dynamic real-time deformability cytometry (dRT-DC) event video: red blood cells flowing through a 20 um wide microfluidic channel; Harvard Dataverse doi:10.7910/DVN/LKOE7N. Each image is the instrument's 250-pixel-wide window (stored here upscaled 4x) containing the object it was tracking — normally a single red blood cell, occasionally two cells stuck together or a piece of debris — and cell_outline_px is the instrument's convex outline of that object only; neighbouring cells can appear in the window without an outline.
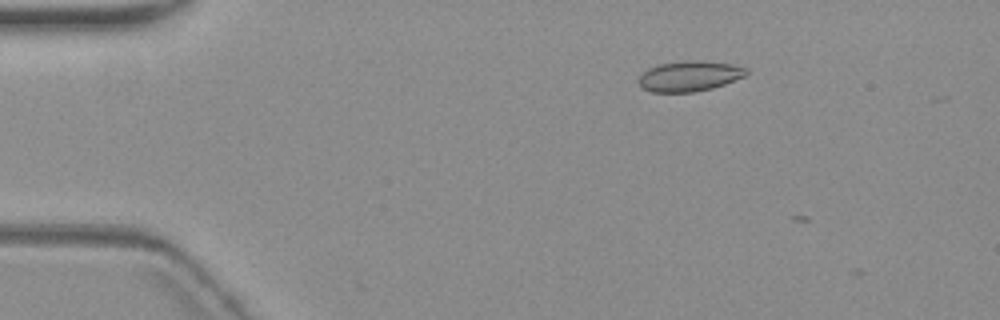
{"species": "common noctule bat (a hibernating species)", "species_latin": "Nyctalus noctula", "temperature_condition": "warm", "stored_images_in_passage": 4, "camera_frame_rate_fps": 3000, "um_per_image_px": 0.085, "animal": {"sex": "female", "body_mass_g": 19.3, "forearm_length_mm": 54.1}, "frame": {"image": 1, "passage_image": 3, "time_ms": 2.333, "image_size_px": [1000, 320], "cell_outline_px": [[748, 72], [744, 76], [724, 84], [712, 88], [692, 92], [652, 92], [644, 88], [640, 84], [640, 76], [648, 68], [660, 64], [688, 60], [700, 60], [732, 64], [748, 68]], "centroid_in_image_um": [58.63, 6.46], "position_along_channel_um": 26.4, "area_um2": 18.84}}